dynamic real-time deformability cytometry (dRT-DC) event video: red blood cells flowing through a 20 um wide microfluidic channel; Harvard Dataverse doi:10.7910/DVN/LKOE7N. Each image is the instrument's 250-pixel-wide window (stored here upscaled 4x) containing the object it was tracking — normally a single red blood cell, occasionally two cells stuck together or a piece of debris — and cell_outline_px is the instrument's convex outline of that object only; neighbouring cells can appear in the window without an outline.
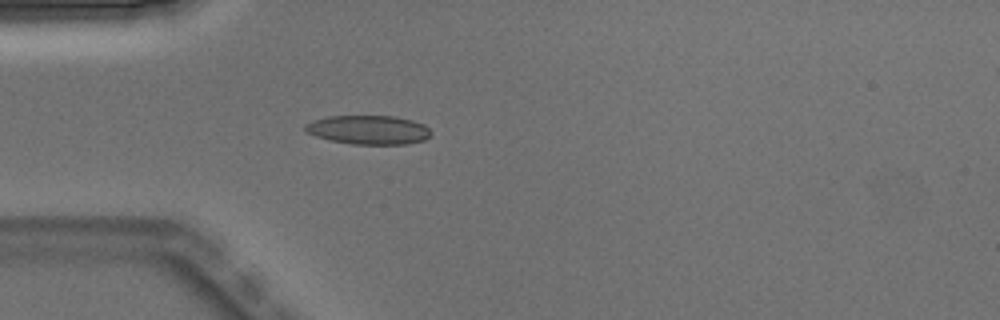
{"species": "Egyptian fruit bat (a non-hibernating species)", "species_latin": "Rousettus aegyptiacus", "temperature_condition": "warm", "stored_images_in_passage": 4, "camera_frame_rate_fps": 3000, "um_per_image_px": 0.085, "animal": {"sex": "male"}, "frame": {"image": 1, "passage_image": 4, "time_ms": 1.0, "image_size_px": [1000, 320], "cell_outline_px": [[432, 132], [424, 140], [408, 144], [352, 144], [328, 140], [316, 136], [308, 132], [304, 128], [304, 124], [312, 120], [328, 116], [396, 116], [412, 120], [424, 124]], "centroid_in_image_um": [31.31, 11.03], "position_along_channel_um": 53.7, "area_um2": 21.33}}